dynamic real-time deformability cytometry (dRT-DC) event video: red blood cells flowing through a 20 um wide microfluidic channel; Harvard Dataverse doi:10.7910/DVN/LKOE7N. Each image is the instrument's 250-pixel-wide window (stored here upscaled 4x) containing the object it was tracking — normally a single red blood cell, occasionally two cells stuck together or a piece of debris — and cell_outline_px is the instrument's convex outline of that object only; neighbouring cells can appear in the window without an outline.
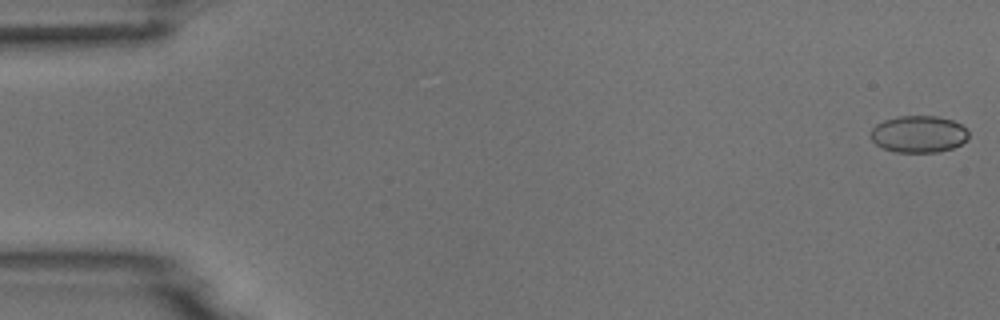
{"species": "common noctule bat (a hibernating species)", "species_latin": "Nyctalus noctula", "temperature_condition": "room temperature", "stored_images_in_passage": 5, "camera_frame_rate_fps": 3000, "um_per_image_px": 0.085, "animal": {"sex": "male", "body_mass_g": 18.8}, "frame": {"image": 1, "passage_image": 1, "time_ms": 0.0, "image_size_px": [1000, 320], "cell_outline_px": [[968, 140], [952, 148], [940, 152], [896, 152], [884, 148], [876, 144], [872, 140], [872, 128], [876, 124], [884, 120], [896, 116], [936, 116], [952, 120], [960, 124], [968, 132]], "centroid_in_image_um": [78.09, 11.4], "position_along_channel_um": 6.9, "area_um2": 20.98}}
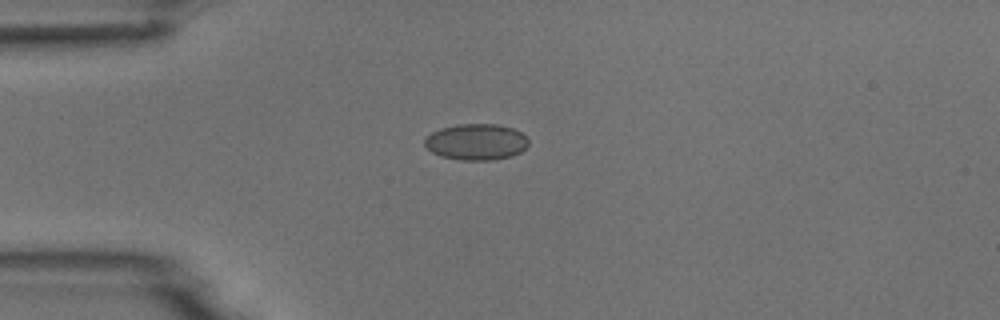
{"frame": {"image": 2, "passage_image": 5, "time_ms": 4.333, "image_size_px": [1000, 320], "cell_outline_px": [[528, 144], [520, 152], [512, 156], [492, 160], [460, 160], [440, 156], [432, 152], [424, 144], [424, 140], [432, 132], [440, 128], [456, 124], [496, 124], [512, 128], [520, 132], [528, 140]], "centroid_in_image_um": [40.46, 12.06], "position_along_channel_um": 44.5, "area_um2": 21.85}}